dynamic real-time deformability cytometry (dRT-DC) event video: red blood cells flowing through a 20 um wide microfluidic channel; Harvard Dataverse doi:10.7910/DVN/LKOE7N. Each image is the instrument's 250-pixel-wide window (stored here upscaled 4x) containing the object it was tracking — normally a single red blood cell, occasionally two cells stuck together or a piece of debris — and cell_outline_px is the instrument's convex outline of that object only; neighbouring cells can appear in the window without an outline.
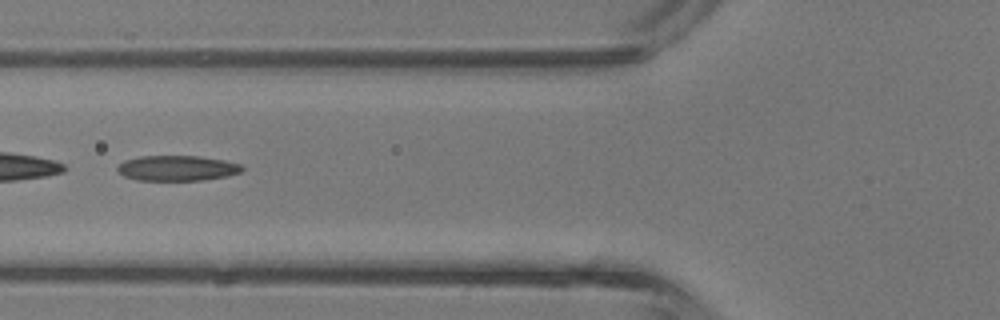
{"species": "common noctule bat (a hibernating species)", "species_latin": "Nyctalus noctula", "temperature_condition": "room temperature", "stored_images_in_passage": 38, "segment_of_instrument_passage": [2, 2], "camera_frame_rate_fps": 3000, "um_per_image_px": 0.085, "animal": {"sex": "male", "body_mass_g": 13.3}, "frame": {"image": 1, "passage_image": 13, "time_ms": 4.0, "image_size_px": [1000, 320], "cell_outline_px": [[244, 168], [240, 172], [228, 176], [204, 180], [136, 180], [124, 176], [116, 172], [116, 168], [124, 160], [140, 156], [196, 156], [224, 160], [240, 164]], "centroid_in_image_um": [15.03, 14.29], "position_along_channel_um": 110.8, "area_um2": 18.44}}
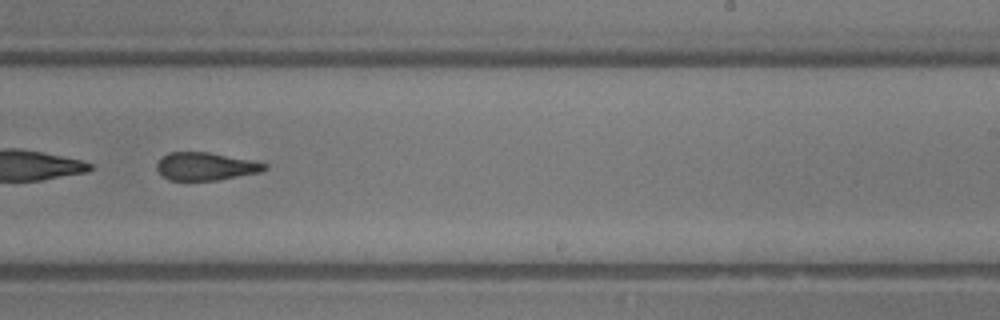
{"frame": {"image": 2, "passage_image": 23, "time_ms": 7.333, "image_size_px": [1000, 320], "cell_outline_px": [[268, 168], [260, 172], [220, 180], [168, 180], [160, 176], [156, 168], [156, 164], [160, 156], [168, 152], [208, 152], [252, 160], [268, 164]], "centroid_in_image_um": [17.44, 14.14], "position_along_channel_um": 271.6, "area_um2": 17.8}}
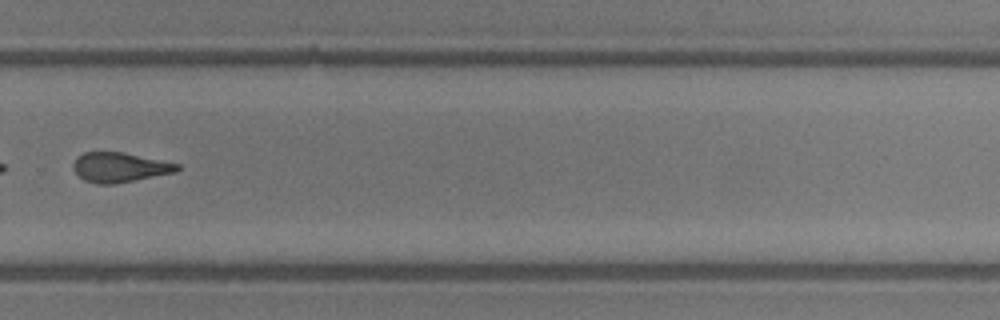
{"frame": {"image": 3, "passage_image": 26, "time_ms": 8.333, "image_size_px": [1000, 320], "cell_outline_px": [[180, 168], [176, 172], [116, 184], [96, 184], [84, 180], [72, 168], [72, 164], [84, 152], [124, 152], [180, 164]], "centroid_in_image_um": [10.19, 14.23], "position_along_channel_um": 319.6, "area_um2": 17.98}}